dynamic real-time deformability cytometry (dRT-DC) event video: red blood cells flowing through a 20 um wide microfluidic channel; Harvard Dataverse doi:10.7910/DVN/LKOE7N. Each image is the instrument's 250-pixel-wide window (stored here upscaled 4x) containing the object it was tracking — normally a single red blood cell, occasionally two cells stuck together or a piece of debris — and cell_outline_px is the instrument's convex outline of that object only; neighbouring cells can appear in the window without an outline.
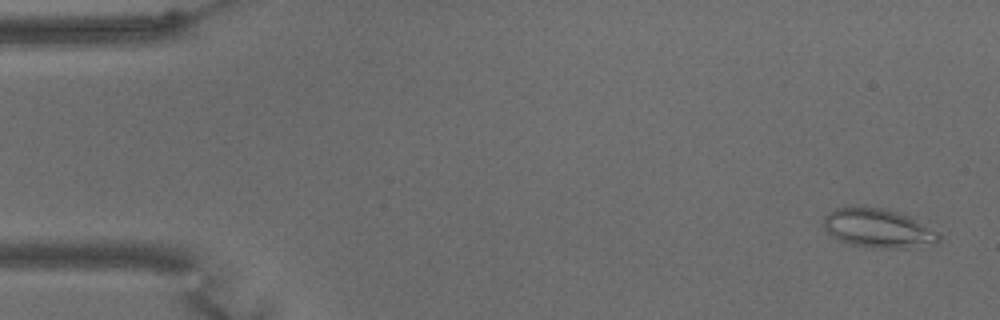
{"species": "common noctule bat (a hibernating species)", "species_latin": "Nyctalus noctula", "temperature_condition": "warm", "stored_images_in_passage": 61, "camera_frame_rate_fps": 3000, "um_per_image_px": 0.085, "animal": {"sex": "male", "body_mass_g": 15.6}, "frame": {"image": 1, "passage_image": 3, "time_ms": 0.667, "image_size_px": [1000, 320], "cell_outline_px": [[944, 236], [940, 240], [908, 248], [876, 248], [852, 244], [836, 240], [824, 228], [824, 216], [828, 212], [844, 204], [864, 204], [884, 208], [912, 216], [940, 232]], "centroid_in_image_um": [74.61, 19.34], "position_along_channel_um": 10.4, "area_um2": 27.11}}
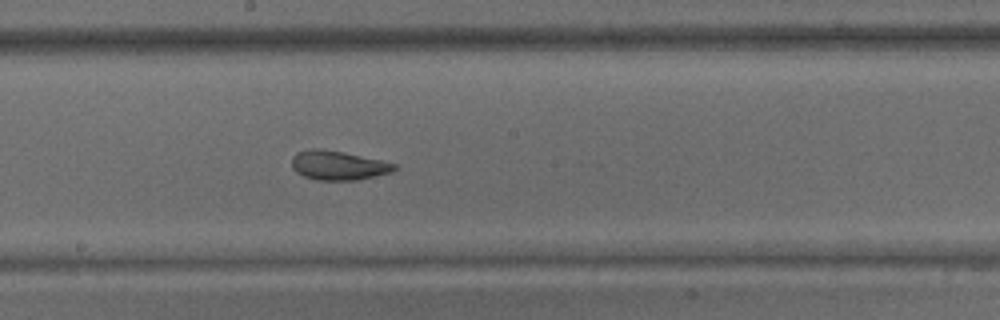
{"frame": {"image": 2, "passage_image": 33, "time_ms": 10.667, "image_size_px": [1000, 320], "cell_outline_px": [[396, 168], [392, 172], [356, 180], [316, 180], [304, 176], [296, 172], [292, 168], [292, 156], [296, 152], [312, 148], [324, 148], [344, 152], [380, 160], [396, 164]], "centroid_in_image_um": [28.7, 14.04], "position_along_channel_um": 219.5, "area_um2": 17.51}}
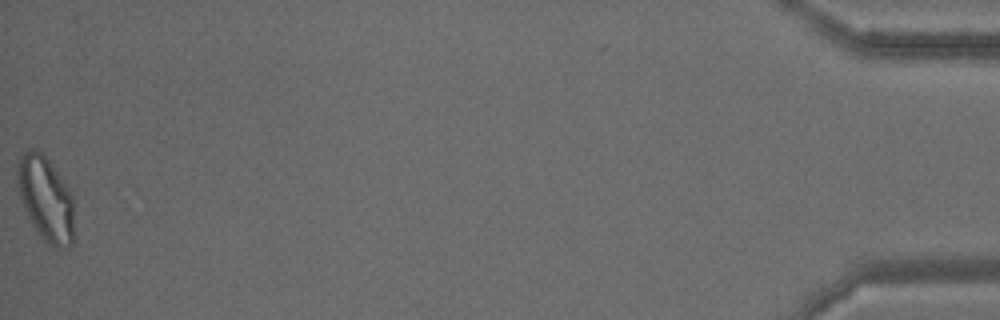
{"frame": {"image": 3, "passage_image": 61, "time_ms": 20.0, "image_size_px": [1000, 320], "cell_outline_px": [[72, 244], [68, 248], [56, 248], [44, 244], [32, 224], [24, 208], [20, 196], [16, 180], [16, 160], [28, 148], [36, 148], [48, 160], [60, 176], [68, 188], [72, 196]], "centroid_in_image_um": [3.84, 16.9], "position_along_channel_um": 431.4, "area_um2": 28.09}, "authors_computed_cell_mechanics": {"area_um2": 21.3282, "velocity_mm_per_s": 3.3411, "shape_relaxation_time_tau1_ms": null, "shape_relaxation_time_tau2_ms": 1.9563, "deformation_change_tau1": null, "deformation_change_tau2": 0.0868}}